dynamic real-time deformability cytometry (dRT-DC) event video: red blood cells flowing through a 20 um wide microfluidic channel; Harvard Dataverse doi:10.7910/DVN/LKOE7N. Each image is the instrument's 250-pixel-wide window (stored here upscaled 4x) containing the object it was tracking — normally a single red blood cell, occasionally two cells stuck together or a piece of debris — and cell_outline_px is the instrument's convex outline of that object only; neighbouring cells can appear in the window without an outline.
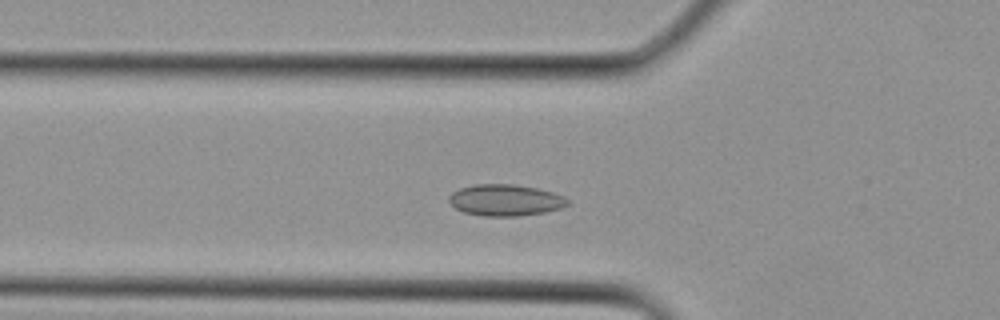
{"species": "Egyptian fruit bat (a non-hibernating species)", "species_latin": "Rousettus aegyptiacus", "temperature_condition": "cold", "stored_images_in_passage": 26, "camera_frame_rate_fps": 3000, "um_per_image_px": 0.085, "animal": {"sex": "female"}, "frame": {"image": 1, "passage_image": 5, "time_ms": 1.333, "image_size_px": [1000, 320], "cell_outline_px": [[568, 204], [560, 208], [544, 212], [520, 216], [484, 216], [464, 212], [456, 208], [448, 200], [448, 196], [452, 192], [460, 188], [472, 184], [512, 184], [536, 188], [552, 192], [564, 196], [568, 200]], "centroid_in_image_um": [42.93, 17.01], "position_along_channel_um": 82.9, "area_um2": 21.68}}
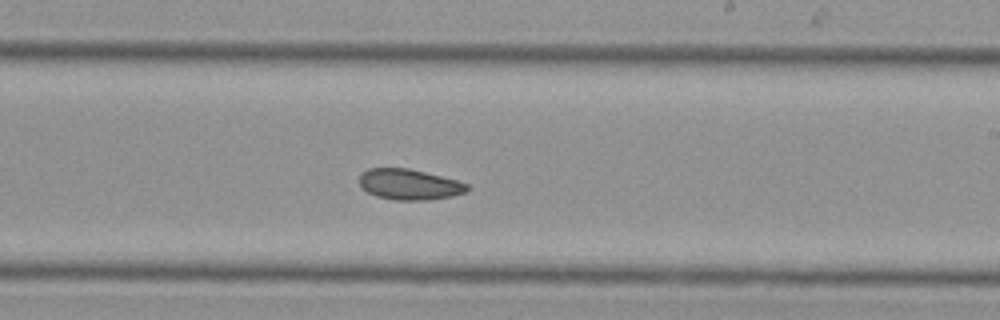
{"frame": {"image": 2, "passage_image": 13, "time_ms": 4.0, "image_size_px": [1000, 320], "cell_outline_px": [[472, 188], [468, 192], [452, 196], [428, 200], [392, 200], [376, 196], [360, 188], [360, 176], [368, 168], [408, 168], [456, 180], [468, 184]], "centroid_in_image_um": [34.81, 15.69], "position_along_channel_um": 254.2, "area_um2": 19.36}}
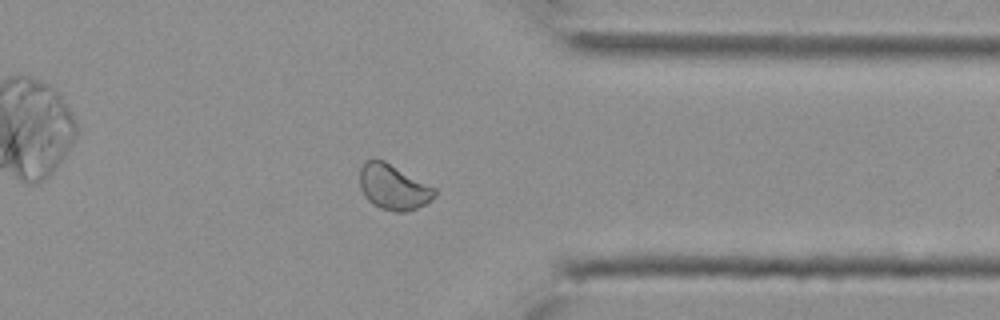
{"frame": {"image": 3, "passage_image": 19, "time_ms": 6.0, "image_size_px": [1000, 320], "cell_outline_px": [[436, 196], [432, 200], [416, 208], [404, 212], [396, 212], [380, 208], [372, 204], [364, 196], [360, 188], [360, 168], [368, 160], [384, 160], [436, 188]], "centroid_in_image_um": [33.44, 15.92], "position_along_channel_um": 378.0, "area_um2": 19.71}}